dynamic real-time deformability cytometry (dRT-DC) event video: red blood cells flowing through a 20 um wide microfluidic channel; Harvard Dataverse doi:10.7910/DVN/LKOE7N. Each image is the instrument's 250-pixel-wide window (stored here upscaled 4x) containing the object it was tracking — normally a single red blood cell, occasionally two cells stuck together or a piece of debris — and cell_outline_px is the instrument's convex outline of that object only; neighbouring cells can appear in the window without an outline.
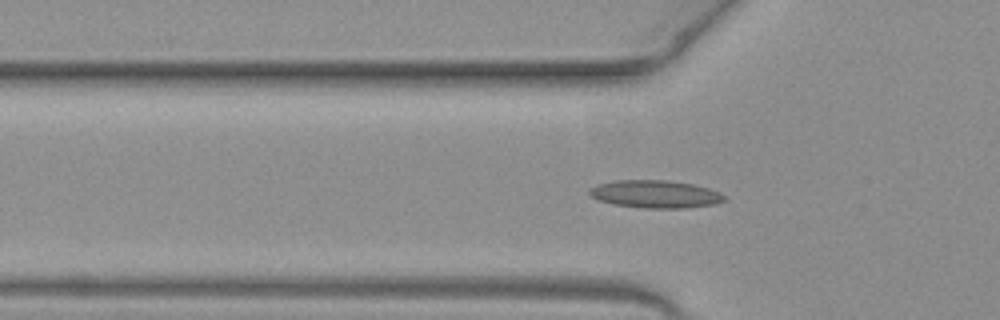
{"species": "common noctule bat (a hibernating species)", "species_latin": "Nyctalus noctula", "temperature_condition": "warm", "stored_images_in_passage": 39, "camera_frame_rate_fps": 3000, "um_per_image_px": 0.085, "animal": {"sex": "female", "body_mass_g": 19.3, "forearm_length_mm": 54.1}, "frame": {"image": 1, "passage_image": 8, "time_ms": 2.333, "image_size_px": [1000, 320], "cell_outline_px": [[728, 200], [716, 204], [684, 208], [644, 208], [616, 204], [600, 200], [592, 196], [588, 192], [588, 188], [600, 184], [616, 180], [668, 180], [692, 184], [708, 188], [720, 192], [728, 196]], "centroid_in_image_um": [55.78, 16.5], "position_along_channel_um": 70.0, "area_um2": 21.79}}
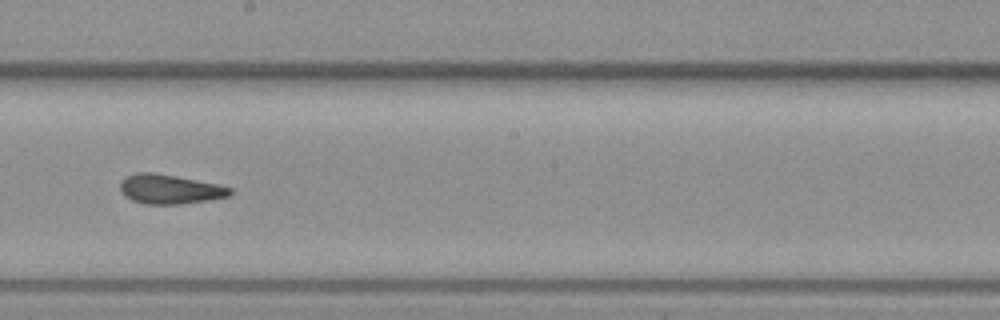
{"frame": {"image": 2, "passage_image": 20, "time_ms": 6.333, "image_size_px": [1000, 320], "cell_outline_px": [[236, 192], [228, 196], [208, 200], [180, 204], [144, 204], [132, 200], [124, 196], [120, 192], [120, 180], [136, 172], [152, 172], [176, 176], [220, 184], [232, 188]], "centroid_in_image_um": [14.44, 16.08], "position_along_channel_um": 233.8, "area_um2": 19.07}}
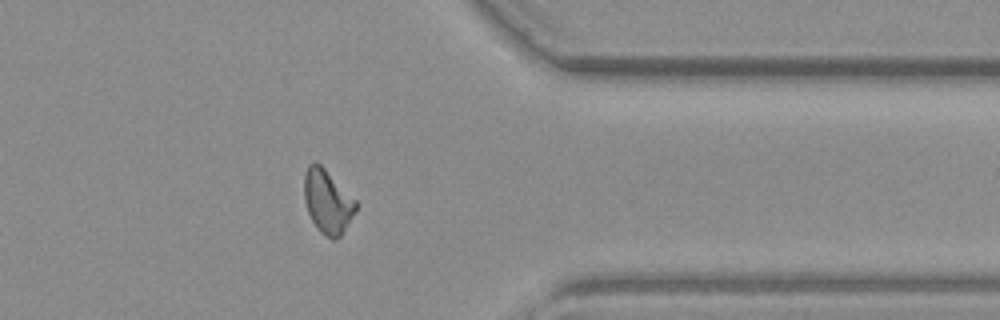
{"frame": {"image": 3, "passage_image": 32, "time_ms": 10.333, "image_size_px": [1000, 320], "cell_outline_px": [[360, 204], [340, 236], [336, 240], [332, 240], [320, 232], [316, 228], [308, 212], [304, 200], [304, 176], [308, 164], [312, 160], [316, 160]], "centroid_in_image_um": [27.83, 17.12], "position_along_channel_um": 383.6, "area_um2": 19.31}}